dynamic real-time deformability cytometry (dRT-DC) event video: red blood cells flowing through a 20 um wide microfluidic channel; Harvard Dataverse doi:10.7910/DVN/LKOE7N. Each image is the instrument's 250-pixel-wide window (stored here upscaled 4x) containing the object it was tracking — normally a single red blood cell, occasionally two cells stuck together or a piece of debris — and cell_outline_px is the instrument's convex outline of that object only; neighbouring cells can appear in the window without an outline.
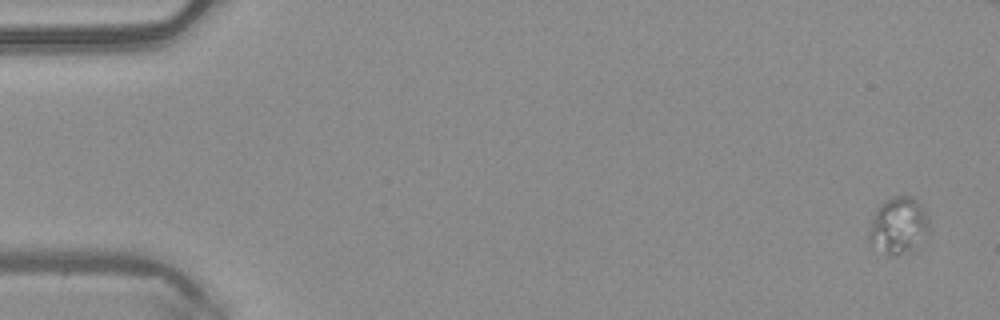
{"species": "common noctule bat (a hibernating species)", "species_latin": "Nyctalus noctula", "temperature_condition": "warm", "stored_images_in_passage": 13, "camera_frame_rate_fps": 3000, "um_per_image_px": 0.085, "animal": {"sex": "male", "body_mass_g": 20.4}, "frame": {"image": 1, "passage_image": 1, "time_ms": 0.0, "image_size_px": [1000, 320], "cell_outline_px": [[928, 228], [908, 248], [896, 256], [888, 252], [868, 240], [868, 236], [876, 212], [888, 200], [896, 196], [908, 196], [916, 200], [920, 204], [928, 216]], "centroid_in_image_um": [76.36, 19.09], "position_along_channel_um": 8.6, "area_um2": 17.8}}